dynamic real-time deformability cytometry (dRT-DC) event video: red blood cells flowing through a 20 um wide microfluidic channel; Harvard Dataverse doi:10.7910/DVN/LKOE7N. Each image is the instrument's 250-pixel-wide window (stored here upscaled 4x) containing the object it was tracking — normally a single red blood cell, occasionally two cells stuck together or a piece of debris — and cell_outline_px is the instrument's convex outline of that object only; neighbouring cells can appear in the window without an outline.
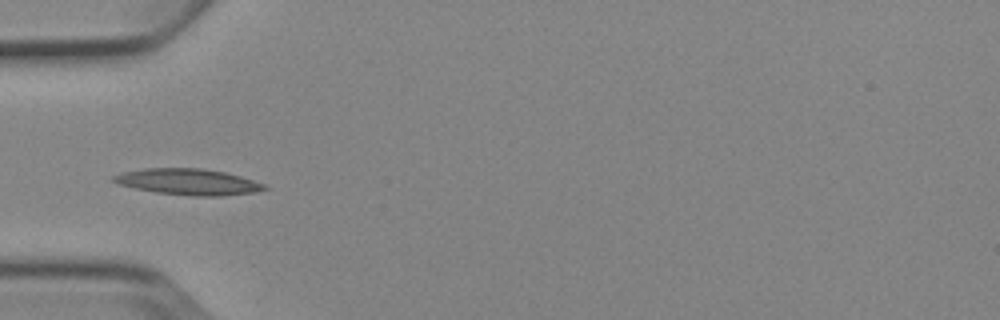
{"species": "Egyptian fruit bat (a non-hibernating species)", "species_latin": "Rousettus aegyptiacus", "temperature_condition": "cold", "stored_images_in_passage": 8, "camera_frame_rate_fps": 3000, "um_per_image_px": 0.085, "animal": {"sex": "female"}, "frame": {"image": 1, "passage_image": 5, "time_ms": 4.667, "image_size_px": [1000, 320], "cell_outline_px": [[268, 188], [256, 192], [224, 196], [192, 196], [156, 192], [116, 184], [108, 180], [112, 176], [120, 172], [144, 168], [200, 168], [224, 172], [240, 176], [264, 184]], "centroid_in_image_um": [15.93, 15.45], "position_along_channel_um": 69.1, "area_um2": 23.12}}
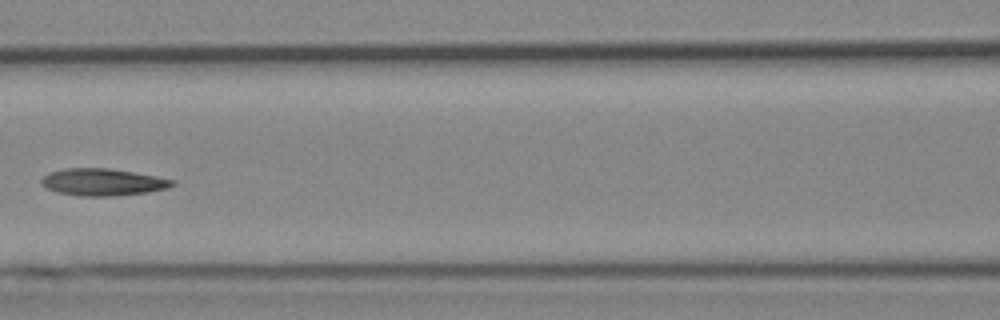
{"frame": {"image": 2, "passage_image": 7, "time_ms": 7.0, "image_size_px": [1000, 320], "cell_outline_px": [[176, 184], [168, 188], [148, 192], [112, 196], [84, 196], [56, 192], [40, 184], [40, 180], [48, 172], [64, 168], [108, 168], [156, 176], [176, 180]], "centroid_in_image_um": [8.73, 15.47], "position_along_channel_um": 157.9, "area_um2": 20.69}}
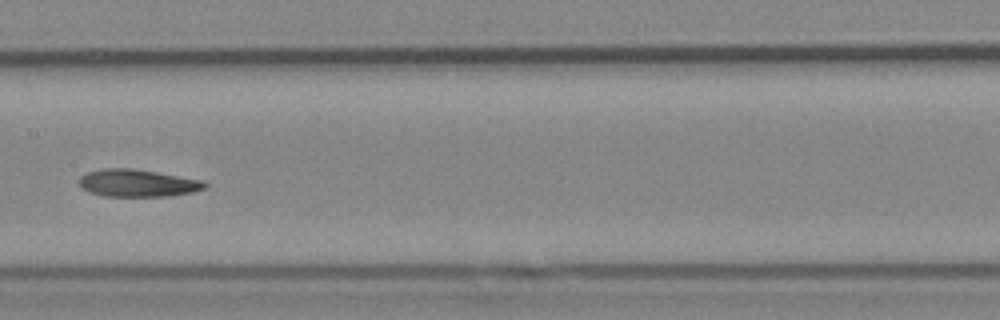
{"frame": {"image": 3, "passage_image": 8, "time_ms": 8.0, "image_size_px": [1000, 320], "cell_outline_px": [[208, 184], [204, 188], [192, 192], [164, 196], [100, 196], [88, 192], [80, 188], [80, 176], [88, 172], [104, 168], [132, 168], [204, 180]], "centroid_in_image_um": [11.66, 15.56], "position_along_channel_um": 195.7, "area_um2": 20.06}}